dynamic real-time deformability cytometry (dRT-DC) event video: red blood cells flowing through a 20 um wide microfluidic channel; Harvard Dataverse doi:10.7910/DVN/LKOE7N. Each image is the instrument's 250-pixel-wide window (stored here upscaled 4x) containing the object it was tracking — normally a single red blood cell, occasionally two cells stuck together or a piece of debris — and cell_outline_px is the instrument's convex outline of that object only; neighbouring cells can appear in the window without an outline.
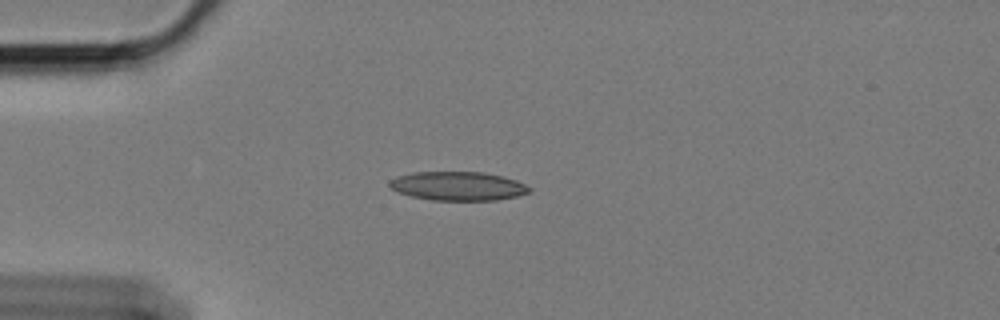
{"species": "Egyptian fruit bat (a non-hibernating species)", "species_latin": "Rousettus aegyptiacus", "temperature_condition": "cold", "stored_images_in_passage": 7, "camera_frame_rate_fps": 3000, "um_per_image_px": 0.085, "animal": {"sex": "female"}, "frame": {"image": 1, "passage_image": 1, "time_ms": 0.0, "image_size_px": [1000, 320], "cell_outline_px": [[532, 192], [516, 196], [496, 200], [432, 200], [412, 196], [400, 192], [392, 188], [388, 184], [388, 180], [396, 176], [412, 172], [484, 172], [516, 180], [532, 188]], "centroid_in_image_um": [38.93, 15.81], "position_along_channel_um": 46.1, "area_um2": 23.47}}
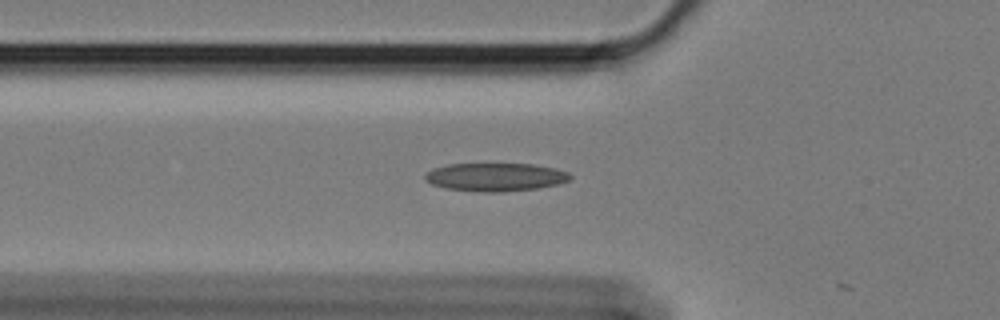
{"frame": {"image": 2, "passage_image": 6, "time_ms": 1.667, "image_size_px": [1000, 320], "cell_outline_px": [[572, 176], [568, 180], [556, 184], [536, 188], [500, 192], [480, 192], [444, 188], [432, 184], [424, 180], [424, 176], [432, 168], [448, 164], [532, 164], [552, 168], [568, 172]], "centroid_in_image_um": [42.05, 15.05], "position_along_channel_um": 83.8, "area_um2": 23.7}}